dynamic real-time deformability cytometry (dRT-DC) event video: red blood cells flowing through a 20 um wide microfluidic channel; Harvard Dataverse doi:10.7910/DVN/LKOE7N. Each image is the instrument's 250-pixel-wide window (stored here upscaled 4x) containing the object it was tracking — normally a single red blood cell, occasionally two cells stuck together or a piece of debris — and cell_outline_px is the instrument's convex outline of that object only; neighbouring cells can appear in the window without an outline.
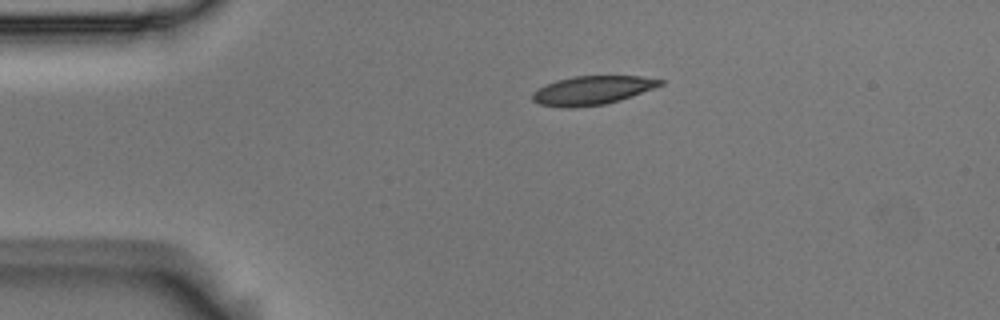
{"species": "Egyptian fruit bat (a non-hibernating species)", "species_latin": "Rousettus aegyptiacus", "temperature_condition": "room temperature", "stored_images_in_passage": 44, "camera_frame_rate_fps": 3000, "um_per_image_px": 0.085, "animal": {"sex": "male"}, "frame": {"image": 1, "passage_image": 1, "time_ms": 0.0, "image_size_px": [1000, 320], "cell_outline_px": [[664, 84], [620, 100], [604, 104], [572, 108], [564, 108], [540, 104], [532, 100], [532, 92], [556, 80], [576, 76], [640, 76], [664, 80]], "centroid_in_image_um": [50.33, 7.68], "position_along_channel_um": 34.7, "area_um2": 21.21}}
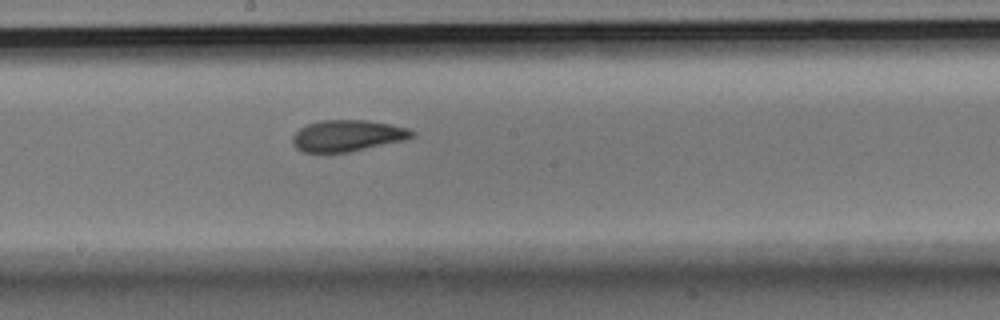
{"frame": {"image": 2, "passage_image": 19, "time_ms": 6.0, "image_size_px": [1000, 320], "cell_outline_px": [[416, 132], [412, 136], [404, 140], [348, 152], [304, 152], [296, 148], [292, 144], [292, 136], [300, 128], [308, 124], [320, 120], [368, 120], [408, 128]], "centroid_in_image_um": [29.5, 11.53], "position_along_channel_um": 218.7, "area_um2": 21.68}}
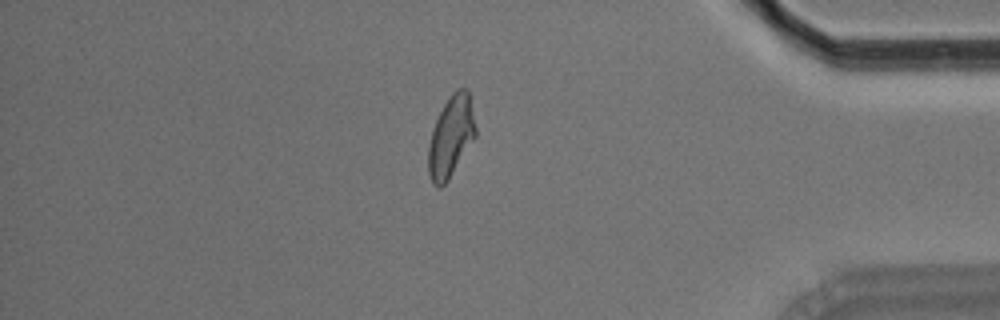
{"frame": {"image": 3, "passage_image": 36, "time_ms": 11.667, "image_size_px": [1000, 320], "cell_outline_px": [[476, 136], [448, 180], [440, 188], [436, 188], [432, 184], [428, 172], [428, 148], [432, 132], [436, 120], [444, 104], [452, 92], [456, 88], [468, 88], [476, 128]], "centroid_in_image_um": [38.33, 11.62], "position_along_channel_um": 396.9, "area_um2": 22.25}, "authors_computed_cell_mechanics": {"area_um2": 22.1663, "velocity_mm_per_s": 3.7008, "shape_relaxation_time_tau1_ms": 7.5539, "shape_relaxation_time_tau2_ms": 1.5337, "deformation_change_tau1": 0.182, "deformation_change_tau2": 0.0585}}